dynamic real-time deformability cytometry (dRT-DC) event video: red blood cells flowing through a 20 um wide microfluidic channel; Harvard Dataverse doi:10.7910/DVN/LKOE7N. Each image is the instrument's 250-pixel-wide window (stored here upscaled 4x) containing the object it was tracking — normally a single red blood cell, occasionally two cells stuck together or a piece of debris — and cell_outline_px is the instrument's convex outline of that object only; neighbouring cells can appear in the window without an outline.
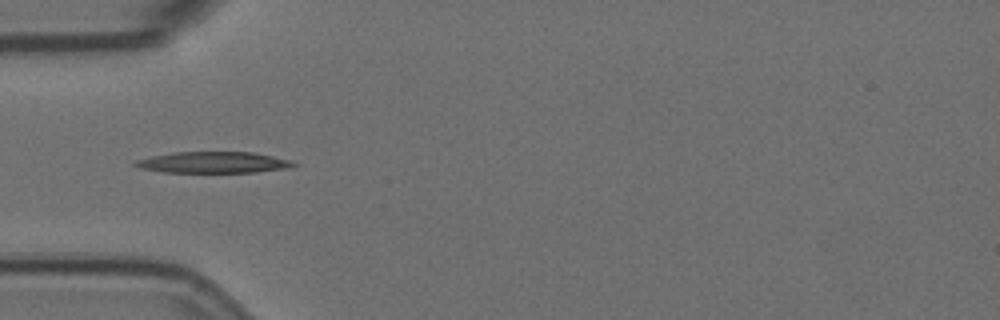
{"species": "Egyptian fruit bat (a non-hibernating species)", "species_latin": "Rousettus aegyptiacus", "temperature_condition": "room temperature", "stored_images_in_passage": 7, "camera_frame_rate_fps": 3000, "um_per_image_px": 0.085, "animal": {"sex": "female"}, "frame": {"image": 1, "passage_image": 1, "time_ms": 0.0, "image_size_px": [1000, 320], "cell_outline_px": [[296, 164], [288, 168], [256, 172], [164, 172], [140, 168], [132, 164], [136, 160], [152, 156], [176, 152], [252, 152], [292, 160]], "centroid_in_image_um": [18.13, 13.8], "position_along_channel_um": 66.9, "area_um2": 19.42}}
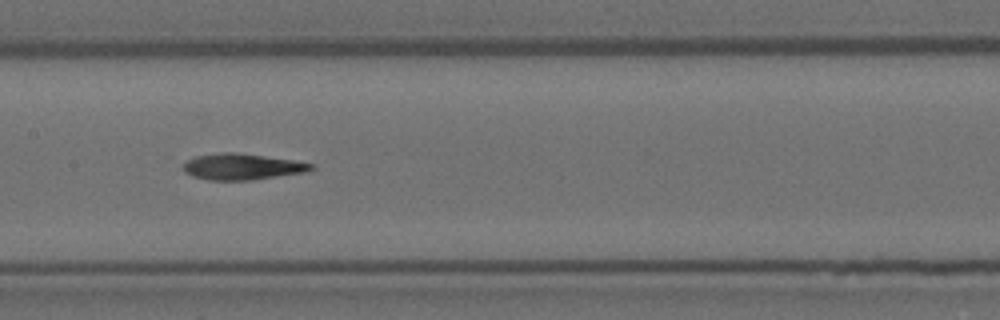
{"frame": {"image": 2, "passage_image": 4, "time_ms": 1.0, "image_size_px": [1000, 320], "cell_outline_px": [[316, 168], [304, 172], [252, 180], [208, 180], [192, 176], [184, 172], [184, 164], [188, 160], [196, 156], [220, 152], [236, 152], [292, 160], [316, 164]], "centroid_in_image_um": [20.59, 14.17], "position_along_channel_um": 186.8, "area_um2": 19.42}}
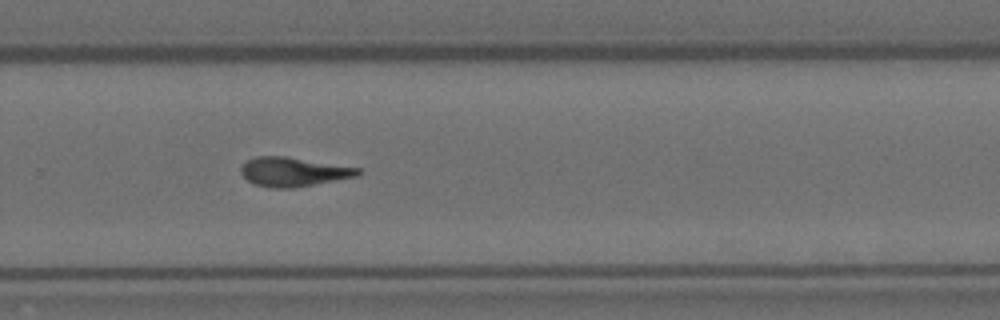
{"frame": {"image": 3, "passage_image": 7, "time_ms": 2.0, "image_size_px": [1000, 320], "cell_outline_px": [[364, 172], [360, 176], [292, 188], [268, 188], [256, 184], [248, 180], [240, 172], [240, 168], [244, 160], [256, 156], [288, 156], [360, 168]], "centroid_in_image_um": [24.95, 14.59], "position_along_channel_um": 304.8, "area_um2": 20.17}}